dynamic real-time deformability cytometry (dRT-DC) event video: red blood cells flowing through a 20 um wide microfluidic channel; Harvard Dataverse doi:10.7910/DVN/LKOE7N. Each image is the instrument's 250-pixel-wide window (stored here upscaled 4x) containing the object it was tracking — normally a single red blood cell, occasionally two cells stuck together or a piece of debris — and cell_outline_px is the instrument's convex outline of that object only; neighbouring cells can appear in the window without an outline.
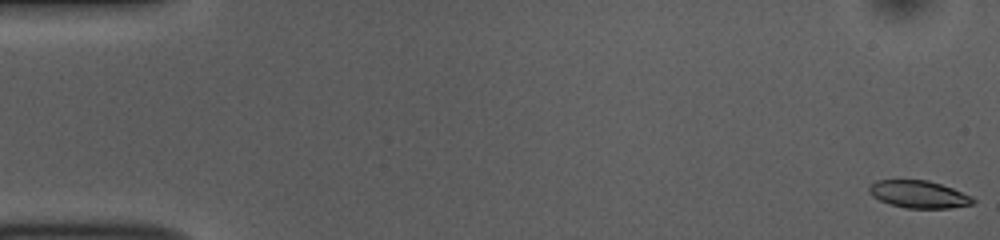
{"species": "common noctule bat (a hibernating species)", "species_latin": "Nyctalus noctula", "temperature_condition": "room temperature", "stored_images_in_passage": 54, "camera_frame_rate_fps": 3000, "um_per_image_px": 0.085, "animal": {"sex": "female", "body_mass_g": 10.0, "forearm_length_mm": 53.1}, "frame": {"image": 1, "passage_image": 1, "time_ms": 0.0, "image_size_px": [1000, 240], "cell_outline_px": [[976, 204], [948, 208], [904, 208], [888, 204], [872, 196], [868, 192], [868, 188], [876, 180], [928, 180], [952, 188], [972, 196], [976, 200]], "centroid_in_image_um": [78.11, 16.52], "position_along_channel_um": 6.9, "area_um2": 16.7}}
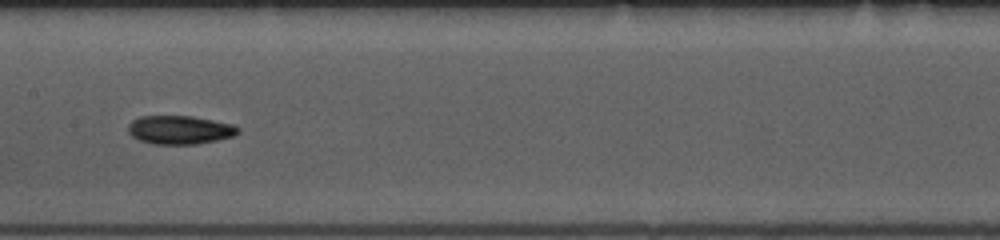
{"frame": {"image": 2, "passage_image": 27, "time_ms": 8.667, "image_size_px": [1000, 240], "cell_outline_px": [[240, 132], [232, 136], [216, 140], [196, 144], [152, 144], [140, 140], [132, 136], [128, 132], [128, 124], [132, 120], [140, 116], [192, 116], [232, 124], [240, 128]], "centroid_in_image_um": [15.26, 11.03], "position_along_channel_um": 192.1, "area_um2": 18.26}}
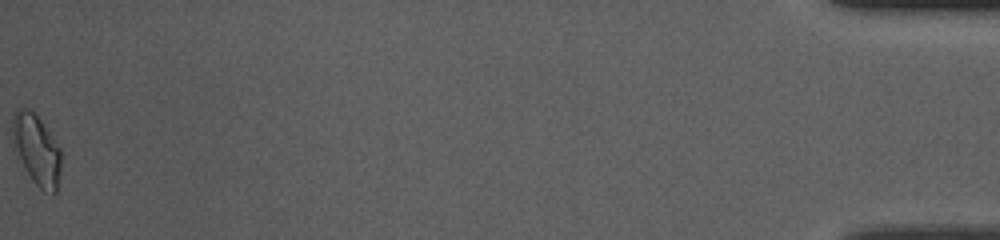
{"frame": {"image": 3, "passage_image": 54, "time_ms": 17.667, "image_size_px": [1000, 240], "cell_outline_px": [[60, 172], [56, 192], [52, 196], [44, 192], [32, 180], [16, 160], [12, 148], [12, 116], [16, 108], [28, 108], [40, 120], [60, 148]], "centroid_in_image_um": [3.05, 12.77], "position_along_channel_um": 432.2, "area_um2": 20.46}, "authors_computed_cell_mechanics": {"area_um2": 17.6868, "velocity_mm_per_s": 3.7553, "shape_relaxation_time_tau1_ms": 4.6889, "shape_relaxation_time_tau2_ms": 4.7107, "deformation_change_tau1": 0.1282, "deformation_change_tau2": 0.1025}}